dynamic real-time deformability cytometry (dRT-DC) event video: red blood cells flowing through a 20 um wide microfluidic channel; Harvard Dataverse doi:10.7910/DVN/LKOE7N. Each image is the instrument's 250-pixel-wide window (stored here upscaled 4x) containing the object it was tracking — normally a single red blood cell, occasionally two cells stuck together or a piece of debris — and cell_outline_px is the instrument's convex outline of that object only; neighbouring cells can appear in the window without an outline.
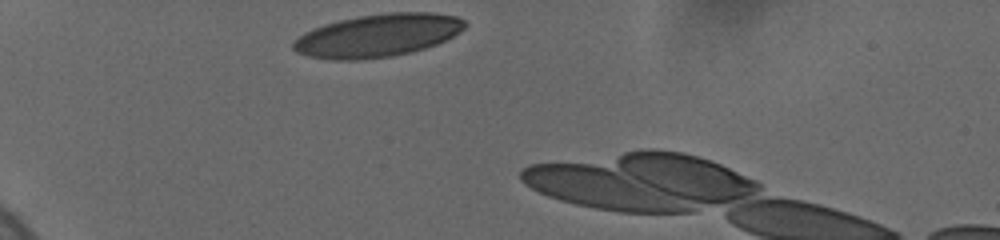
{"species": "human", "species_latin": "Homo sapiens", "temperature_condition": "cold", "stored_images_in_passage": 9, "camera_frame_rate_fps": 3000, "um_per_image_px": 0.085, "donor": {"sex": "female"}, "frame": {"image": 1, "passage_image": 1, "time_ms": 0.0, "image_size_px": [1000, 240], "cell_outline_px": [[468, 24], [464, 28], [452, 36], [436, 44], [412, 52], [392, 56], [364, 60], [332, 60], [308, 56], [296, 52], [292, 48], [292, 44], [304, 32], [312, 28], [324, 24], [340, 20], [360, 16], [388, 12], [432, 12], [456, 16], [464, 20]], "centroid_in_image_um": [32.09, 3.02], "position_along_channel_um": 52.9, "area_um2": 42.89}}
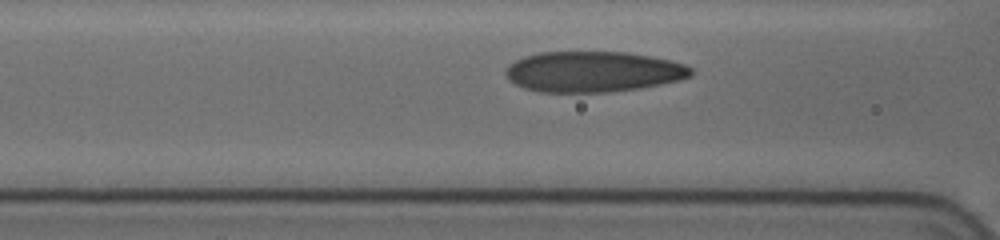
{"frame": {"image": 2, "passage_image": 6, "time_ms": 2.667, "image_size_px": [1000, 240], "cell_outline_px": [[692, 76], [680, 80], [660, 84], [636, 88], [604, 92], [540, 92], [524, 88], [508, 80], [504, 72], [508, 64], [524, 56], [540, 52], [628, 52], [672, 60], [684, 64], [692, 68]], "centroid_in_image_um": [50.39, 6.09], "position_along_channel_um": 116.2, "area_um2": 43.99}}
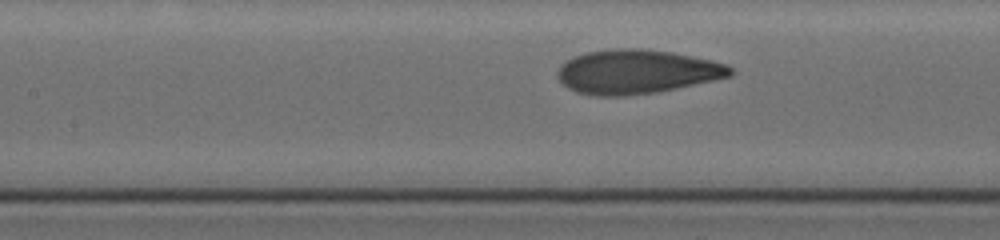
{"frame": {"image": 3, "passage_image": 8, "time_ms": 3.667, "image_size_px": [1000, 240], "cell_outline_px": [[736, 72], [732, 76], [676, 88], [656, 92], [624, 96], [600, 96], [576, 92], [568, 88], [556, 76], [556, 72], [560, 64], [564, 60], [572, 56], [584, 52], [616, 48], [640, 48], [672, 52], [712, 60], [728, 64]], "centroid_in_image_um": [54.1, 6.08], "position_along_channel_um": 153.3, "area_um2": 44.8}}